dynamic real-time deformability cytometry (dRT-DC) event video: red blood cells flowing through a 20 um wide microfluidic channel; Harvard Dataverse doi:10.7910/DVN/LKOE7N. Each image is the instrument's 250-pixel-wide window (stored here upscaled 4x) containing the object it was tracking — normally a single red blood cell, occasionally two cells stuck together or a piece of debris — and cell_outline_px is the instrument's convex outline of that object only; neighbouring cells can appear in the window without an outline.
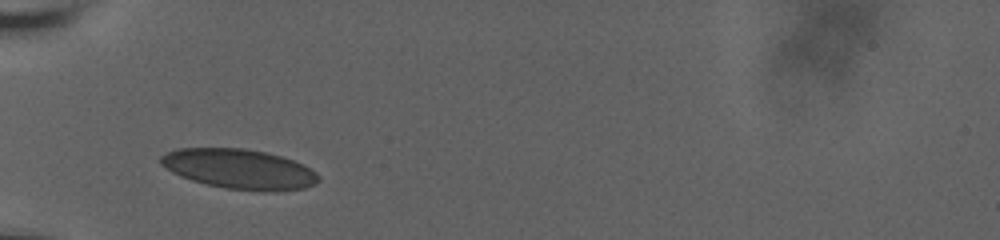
{"species": "human", "species_latin": "Homo sapiens", "temperature_condition": "room temperature", "stored_images_in_passage": 34, "camera_frame_rate_fps": 3000, "um_per_image_px": 0.085, "donor": {"sex": "male"}, "frame": {"image": 1, "passage_image": 1, "time_ms": 0.0, "image_size_px": [1000, 240], "cell_outline_px": [[320, 180], [304, 188], [272, 192], [264, 192], [224, 188], [192, 180], [180, 176], [172, 172], [160, 164], [160, 156], [176, 148], [244, 148], [268, 152], [304, 164], [316, 172], [320, 176]], "centroid_in_image_um": [20.35, 14.37], "position_along_channel_um": 64.6, "area_um2": 36.82}}
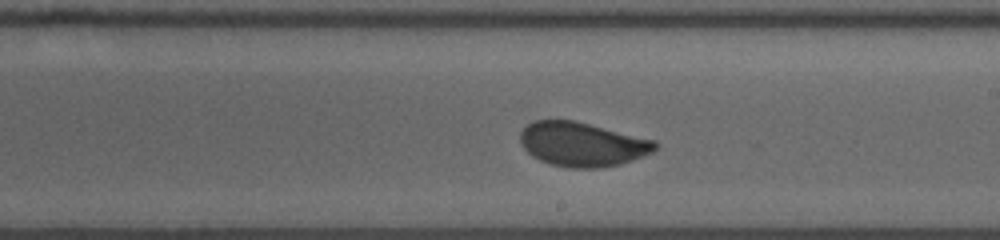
{"frame": {"image": 2, "passage_image": 16, "time_ms": 5.0, "image_size_px": [1000, 240], "cell_outline_px": [[660, 144], [652, 152], [632, 160], [620, 164], [600, 168], [568, 168], [552, 164], [540, 160], [532, 156], [520, 144], [520, 132], [528, 124], [536, 120], [572, 120], [656, 140]], "centroid_in_image_um": [49.49, 12.27], "position_along_channel_um": 239.5, "area_um2": 34.68}}
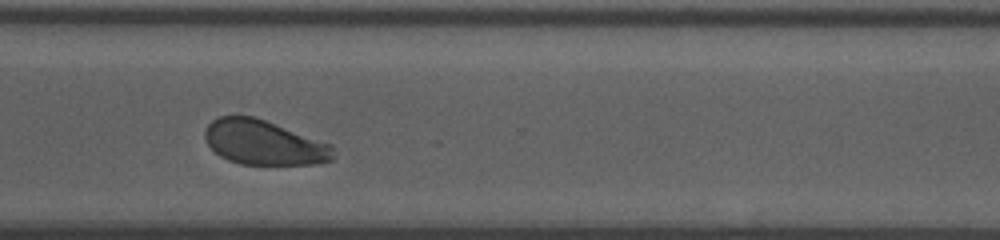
{"frame": {"image": 3, "passage_image": 33, "time_ms": 8.0, "image_size_px": [1000, 240], "cell_outline_px": [[336, 156], [332, 160], [312, 164], [240, 164], [228, 160], [220, 156], [208, 144], [204, 136], [204, 132], [208, 124], [212, 120], [220, 116], [252, 116], [264, 120], [332, 144]], "centroid_in_image_um": [22.44, 12.12], "position_along_channel_um": 348.2, "area_um2": 33.23}}